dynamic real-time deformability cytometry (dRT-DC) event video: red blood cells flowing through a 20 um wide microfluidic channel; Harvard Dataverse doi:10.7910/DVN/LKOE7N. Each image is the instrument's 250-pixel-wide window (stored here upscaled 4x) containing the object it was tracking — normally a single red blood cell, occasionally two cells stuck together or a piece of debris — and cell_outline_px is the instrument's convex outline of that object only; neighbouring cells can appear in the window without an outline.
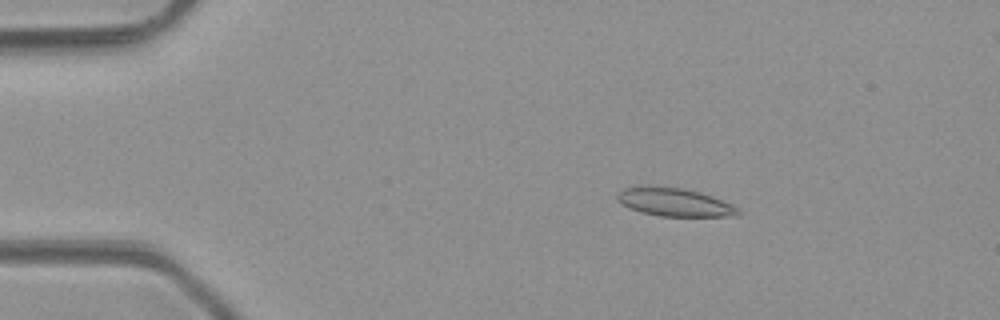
{"species": "common noctule bat (a hibernating species)", "species_latin": "Nyctalus noctula", "temperature_condition": "room temperature", "stored_images_in_passage": 4, "camera_frame_rate_fps": 3000, "um_per_image_px": 0.085, "animal": {"sex": "male", "body_mass_g": 23.1, "forearm_length_mm": 52.7}, "frame": {"image": 1, "passage_image": 2, "time_ms": 1.0, "image_size_px": [1000, 320], "cell_outline_px": [[740, 212], [736, 216], [660, 216], [640, 212], [628, 208], [616, 196], [624, 188], [640, 184], [680, 188], [700, 192], [712, 196], [732, 204]], "centroid_in_image_um": [57.3, 17.17], "position_along_channel_um": 27.7, "area_um2": 19.88}}